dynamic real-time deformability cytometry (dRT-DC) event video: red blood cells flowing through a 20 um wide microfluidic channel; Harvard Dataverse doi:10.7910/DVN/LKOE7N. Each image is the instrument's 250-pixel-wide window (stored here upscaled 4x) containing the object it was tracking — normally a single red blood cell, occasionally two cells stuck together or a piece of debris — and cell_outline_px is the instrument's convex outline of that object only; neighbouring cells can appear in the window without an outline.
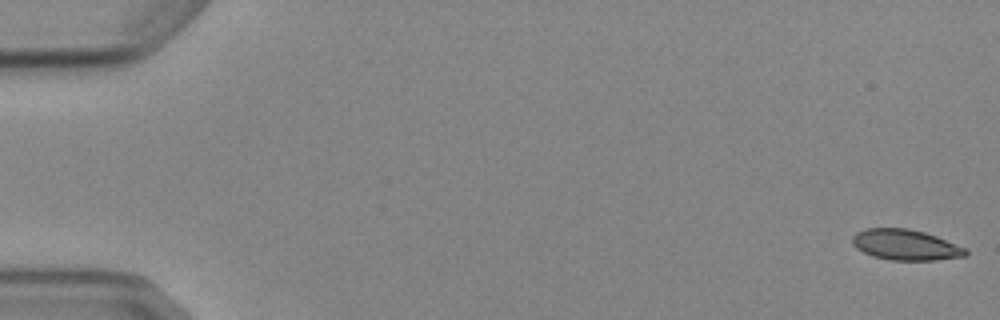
{"species": "Egyptian fruit bat (a non-hibernating species)", "species_latin": "Rousettus aegyptiacus", "temperature_condition": "cold", "stored_images_in_passage": 6, "camera_frame_rate_fps": 3000, "um_per_image_px": 0.085, "animal": {"sex": "female"}, "frame": {"image": 1, "passage_image": 1, "time_ms": 0.0, "image_size_px": [1000, 320], "cell_outline_px": [[968, 252], [964, 256], [936, 260], [892, 260], [872, 256], [856, 248], [852, 244], [852, 236], [856, 232], [868, 228], [908, 228], [924, 232], [936, 236], [968, 248]], "centroid_in_image_um": [76.97, 20.81], "position_along_channel_um": 8.0, "area_um2": 20.29}}
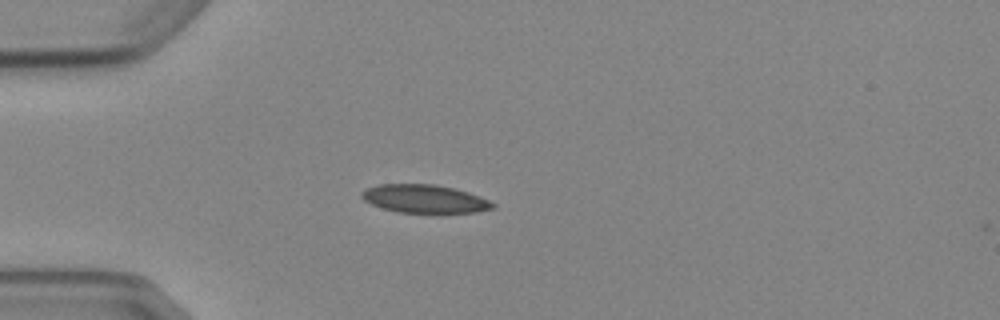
{"frame": {"image": 2, "passage_image": 5, "time_ms": 4.667, "image_size_px": [1000, 320], "cell_outline_px": [[496, 208], [476, 212], [396, 212], [372, 204], [364, 200], [360, 196], [360, 192], [368, 188], [380, 184], [436, 184], [468, 192], [480, 196], [496, 204]], "centroid_in_image_um": [36.1, 16.89], "position_along_channel_um": 48.9, "area_um2": 21.39}}